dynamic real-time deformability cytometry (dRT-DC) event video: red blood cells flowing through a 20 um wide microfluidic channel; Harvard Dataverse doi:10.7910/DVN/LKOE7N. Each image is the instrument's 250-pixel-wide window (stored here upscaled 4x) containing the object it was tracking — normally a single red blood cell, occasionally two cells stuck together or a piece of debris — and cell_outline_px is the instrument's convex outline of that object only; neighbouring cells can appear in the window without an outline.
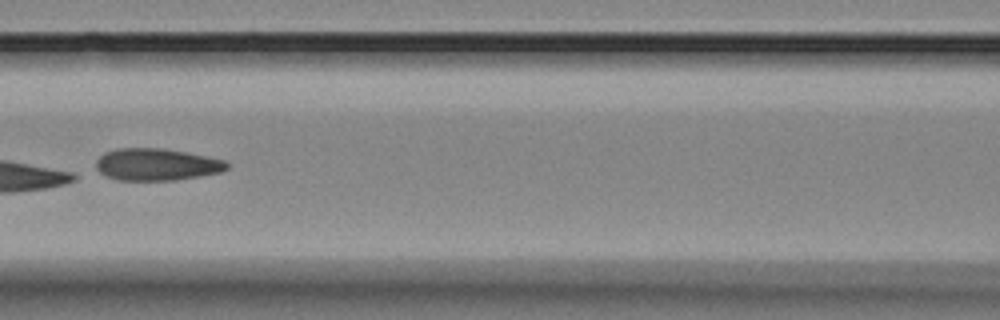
{"species": "Egyptian fruit bat (a non-hibernating species)", "species_latin": "Rousettus aegyptiacus", "temperature_condition": "room temperature", "stored_images_in_passage": 7, "camera_frame_rate_fps": 3000, "um_per_image_px": 0.085, "animal": {"sex": "female"}, "frame": {"image": 1, "passage_image": 5, "time_ms": 5.667, "image_size_px": [1000, 320], "cell_outline_px": [[228, 168], [220, 172], [200, 176], [176, 180], [116, 180], [100, 172], [96, 168], [96, 160], [104, 152], [116, 148], [164, 148], [224, 160], [228, 164]], "centroid_in_image_um": [13.28, 13.98], "position_along_channel_um": 153.3, "area_um2": 24.33}}
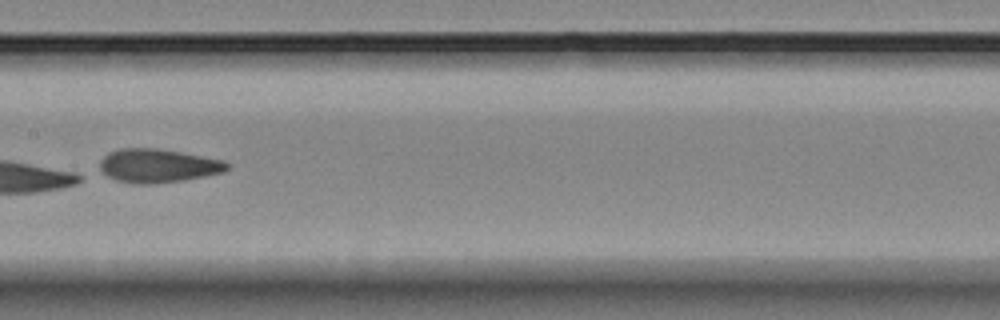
{"frame": {"image": 2, "passage_image": 6, "time_ms": 6.667, "image_size_px": [1000, 320], "cell_outline_px": [[228, 168], [224, 172], [184, 180], [156, 184], [136, 184], [116, 180], [100, 172], [100, 160], [108, 152], [120, 148], [156, 148], [180, 152], [224, 160], [228, 164]], "centroid_in_image_um": [13.39, 14.09], "position_along_channel_um": 194.0, "area_um2": 25.03}}
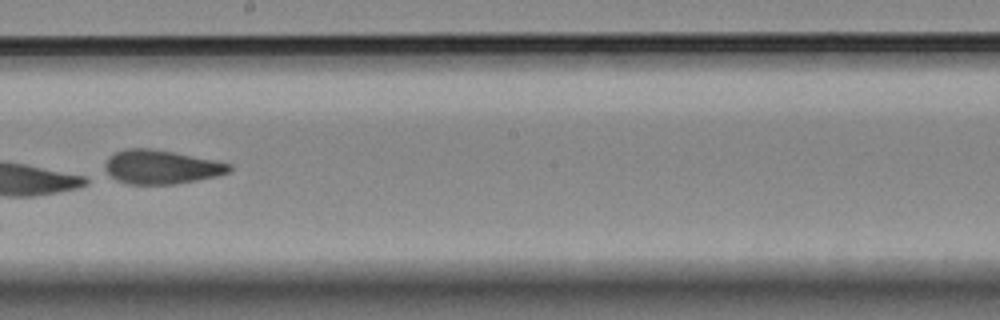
{"frame": {"image": 3, "passage_image": 7, "time_ms": 7.667, "image_size_px": [1000, 320], "cell_outline_px": [[232, 168], [228, 172], [216, 176], [176, 184], [124, 184], [108, 176], [104, 172], [104, 164], [108, 156], [124, 148], [148, 148], [172, 152], [216, 160], [232, 164]], "centroid_in_image_um": [13.64, 14.2], "position_along_channel_um": 234.6, "area_um2": 24.8}}